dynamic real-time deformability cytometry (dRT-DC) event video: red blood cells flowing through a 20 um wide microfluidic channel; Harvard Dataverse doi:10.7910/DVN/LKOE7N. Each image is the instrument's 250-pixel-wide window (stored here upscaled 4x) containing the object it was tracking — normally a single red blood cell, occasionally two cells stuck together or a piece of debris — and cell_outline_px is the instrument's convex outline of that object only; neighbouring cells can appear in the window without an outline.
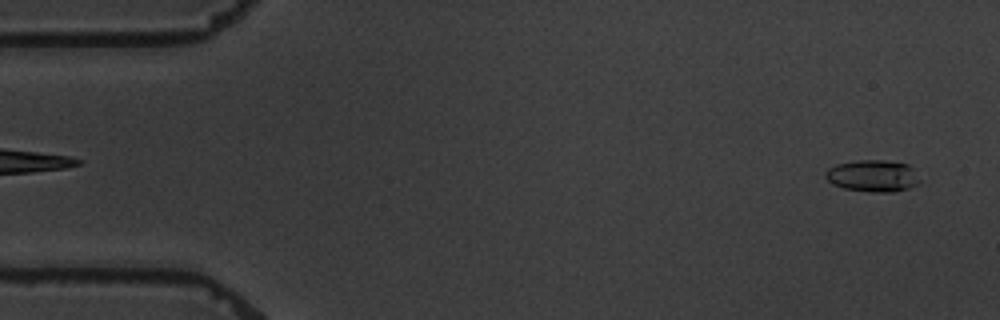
{"species": "common noctule bat (a hibernating species)", "species_latin": "Nyctalus noctula", "temperature_condition": "warm", "stored_images_in_passage": 5, "segment_of_instrument_passage": [2, 2], "camera_frame_rate_fps": 3000, "um_per_image_px": 0.085, "animal": {"sex": "male", "body_mass_g": 19.5, "forearm_length_mm": 54.6}, "frame": {"image": 1, "passage_image": 5, "time_ms": 5.667, "image_size_px": [1000, 320], "cell_outline_px": [[920, 184], [908, 188], [892, 192], [868, 192], [844, 188], [832, 184], [824, 176], [824, 172], [828, 168], [836, 164], [860, 160], [884, 160], [908, 164], [912, 168], [920, 180]], "centroid_in_image_um": [74.17, 14.95], "position_along_channel_um": 10.8, "area_um2": 17.57}}